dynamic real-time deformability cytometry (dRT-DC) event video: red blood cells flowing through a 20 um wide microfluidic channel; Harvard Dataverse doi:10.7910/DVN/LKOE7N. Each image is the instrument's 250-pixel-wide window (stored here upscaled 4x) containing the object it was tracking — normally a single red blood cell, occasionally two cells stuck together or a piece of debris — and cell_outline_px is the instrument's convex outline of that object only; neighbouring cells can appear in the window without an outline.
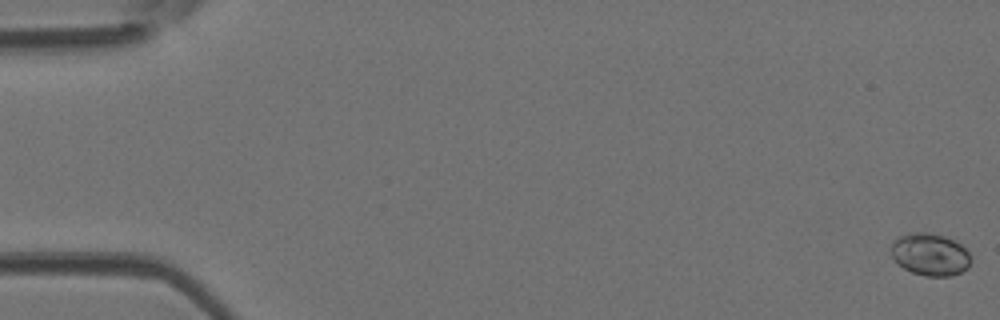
{"species": "Egyptian fruit bat (a non-hibernating species)", "species_latin": "Rousettus aegyptiacus", "temperature_condition": "room temperature", "stored_images_in_passage": 49, "camera_frame_rate_fps": 3000, "um_per_image_px": 0.085, "animal": {"sex": "female"}, "frame": {"image": 1, "passage_image": 1, "time_ms": 0.0, "image_size_px": [1000, 320], "cell_outline_px": [[972, 260], [968, 268], [952, 276], [924, 276], [912, 272], [896, 264], [892, 260], [892, 244], [896, 236], [908, 232], [924, 232], [944, 236], [960, 244], [968, 252]], "centroid_in_image_um": [79.03, 21.63], "position_along_channel_um": 6.0, "area_um2": 19.88}}
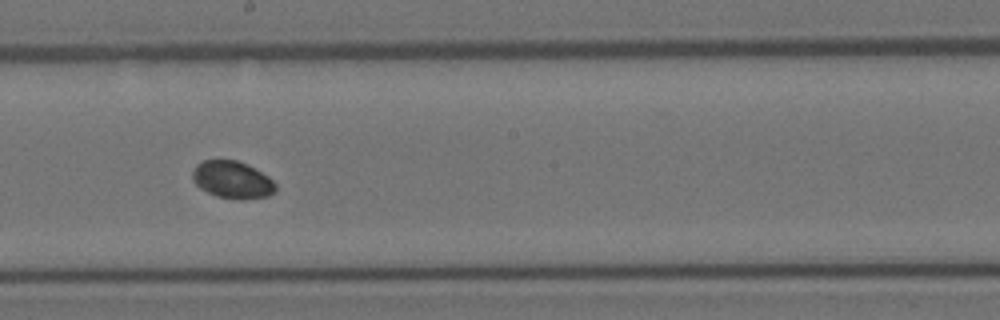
{"frame": {"image": 2, "passage_image": 28, "time_ms": 9.0, "image_size_px": [1000, 320], "cell_outline_px": [[276, 192], [268, 196], [240, 200], [216, 196], [200, 188], [192, 180], [192, 172], [196, 164], [204, 160], [236, 160], [248, 164], [268, 176], [276, 184]], "centroid_in_image_um": [19.75, 15.28], "position_along_channel_um": 228.4, "area_um2": 18.21}}
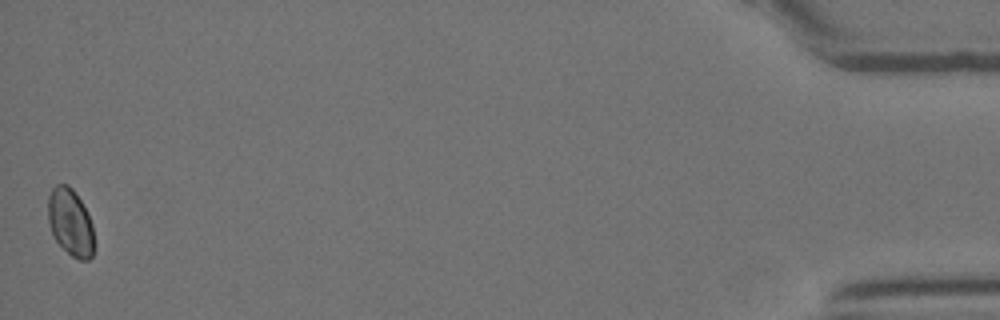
{"frame": {"image": 3, "passage_image": 49, "time_ms": 16.0, "image_size_px": [1000, 320], "cell_outline_px": [[92, 256], [88, 260], [80, 260], [72, 256], [56, 240], [52, 232], [48, 220], [48, 196], [52, 188], [56, 184], [68, 184], [76, 192], [92, 224]], "centroid_in_image_um": [5.96, 18.86], "position_along_channel_um": 429.2, "area_um2": 17.63}}